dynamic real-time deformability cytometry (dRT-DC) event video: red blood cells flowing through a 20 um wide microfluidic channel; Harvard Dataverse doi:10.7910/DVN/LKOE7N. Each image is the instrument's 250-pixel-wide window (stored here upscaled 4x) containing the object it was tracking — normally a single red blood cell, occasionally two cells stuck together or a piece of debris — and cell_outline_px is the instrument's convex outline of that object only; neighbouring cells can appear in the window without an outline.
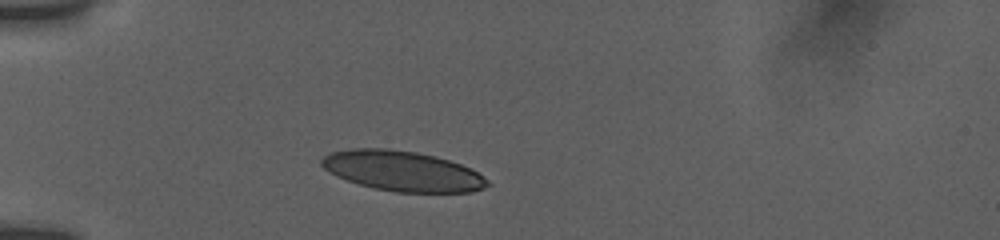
{"species": "human", "species_latin": "Homo sapiens", "temperature_condition": "room temperature", "stored_images_in_passage": 21, "camera_frame_rate_fps": 3000, "um_per_image_px": 0.085, "donor": {"sex": "female"}, "frame": {"image": 1, "passage_image": 1, "time_ms": 0.0, "image_size_px": [1000, 240], "cell_outline_px": [[492, 184], [484, 188], [472, 192], [396, 192], [376, 188], [360, 184], [336, 176], [324, 168], [320, 164], [320, 160], [328, 152], [352, 148], [388, 148], [416, 152], [436, 156], [460, 164], [476, 172], [488, 180]], "centroid_in_image_um": [34.19, 14.53], "position_along_channel_um": 50.8, "area_um2": 38.73}}
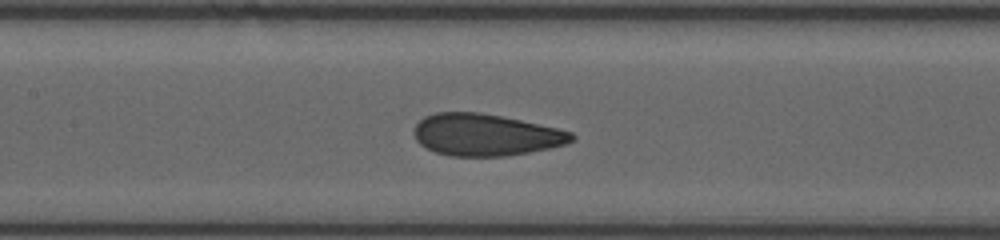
{"frame": {"image": 2, "passage_image": 9, "time_ms": 3.667, "image_size_px": [1000, 240], "cell_outline_px": [[576, 140], [564, 144], [548, 148], [528, 152], [504, 156], [448, 156], [436, 152], [420, 144], [416, 140], [412, 132], [416, 124], [424, 116], [436, 112], [480, 112], [520, 120], [556, 128], [572, 132], [576, 136]], "centroid_in_image_um": [41.24, 11.46], "position_along_channel_um": 166.2, "area_um2": 38.38}}
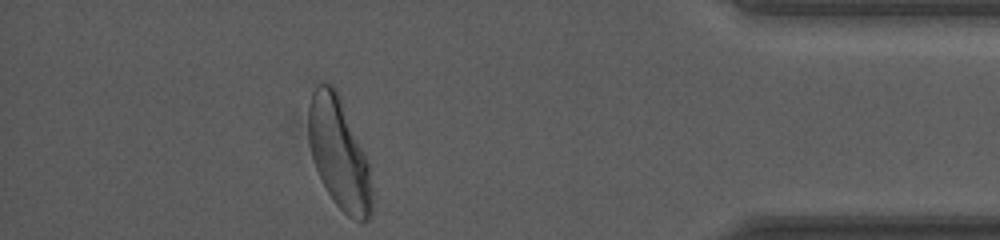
{"frame": {"image": 3, "passage_image": 21, "time_ms": 11.0, "image_size_px": [1000, 240], "cell_outline_px": [[372, 212], [368, 220], [356, 220], [348, 216], [332, 200], [316, 168], [312, 156], [308, 140], [308, 104], [312, 92], [316, 84], [332, 84], [336, 88], [368, 164], [372, 188]], "centroid_in_image_um": [28.79, 13.05], "position_along_channel_um": 406.4, "area_um2": 40.4}, "authors_computed_cell_mechanics": {"area_um2": 38.8416, "velocity_mm_per_s": 3.7805, "shape_relaxation_time_tau1_ms": 4.5358, "shape_relaxation_time_tau2_ms": 0.7673, "deformation_change_tau1": 0.1434, "deformation_change_tau2": 0.0651}}